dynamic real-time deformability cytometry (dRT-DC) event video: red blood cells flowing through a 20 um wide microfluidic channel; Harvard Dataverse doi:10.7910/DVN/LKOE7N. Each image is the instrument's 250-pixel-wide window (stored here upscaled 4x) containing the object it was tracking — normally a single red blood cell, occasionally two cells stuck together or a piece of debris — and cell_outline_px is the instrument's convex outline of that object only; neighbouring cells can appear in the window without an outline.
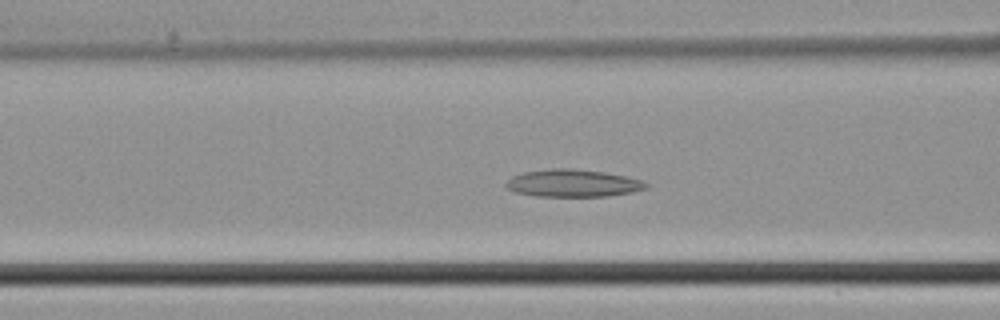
{"species": "common noctule bat (a hibernating species)", "species_latin": "Nyctalus noctula", "temperature_condition": "cold", "stored_images_in_passage": 44, "camera_frame_rate_fps": 3000, "um_per_image_px": 0.085, "animal": {"sex": "male", "body_mass_g": 21.5, "forearm_length_mm": 52.0}, "frame": {"image": 1, "passage_image": 17, "time_ms": 5.333, "image_size_px": [1000, 320], "cell_outline_px": [[652, 184], [648, 188], [632, 192], [604, 196], [536, 196], [516, 192], [504, 188], [504, 184], [512, 176], [524, 172], [552, 168], [568, 168], [600, 172], [624, 176], [644, 180]], "centroid_in_image_um": [48.7, 15.57], "position_along_channel_um": 117.9, "area_um2": 22.37}}
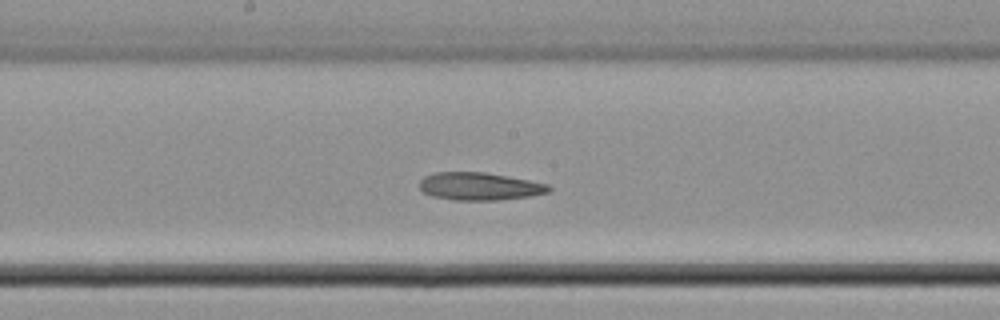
{"frame": {"image": 2, "passage_image": 23, "time_ms": 7.333, "image_size_px": [1000, 320], "cell_outline_px": [[552, 188], [548, 192], [528, 196], [496, 200], [456, 200], [432, 196], [424, 192], [420, 188], [420, 180], [424, 176], [436, 172], [484, 172], [508, 176], [548, 184]], "centroid_in_image_um": [40.74, 15.83], "position_along_channel_um": 207.5, "area_um2": 20.69}}
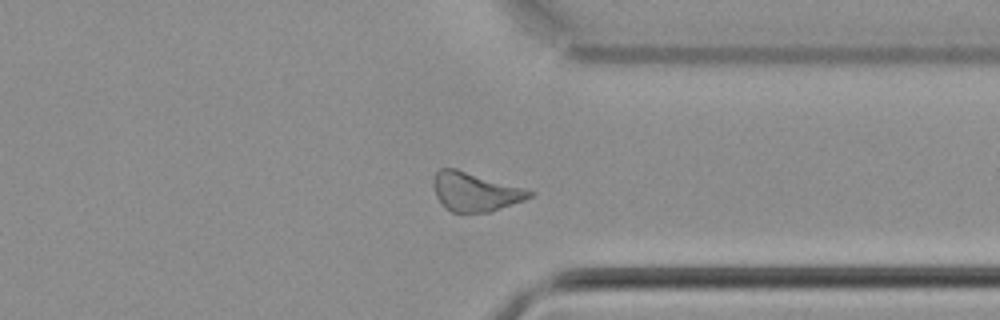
{"frame": {"image": 3, "passage_image": 34, "time_ms": 11.0, "image_size_px": [1000, 320], "cell_outline_px": [[532, 196], [524, 200], [488, 212], [460, 216], [444, 208], [436, 196], [432, 184], [432, 180], [436, 172], [440, 168], [456, 168], [520, 188], [532, 192]], "centroid_in_image_um": [40.27, 16.35], "position_along_channel_um": 371.1, "area_um2": 21.79}}